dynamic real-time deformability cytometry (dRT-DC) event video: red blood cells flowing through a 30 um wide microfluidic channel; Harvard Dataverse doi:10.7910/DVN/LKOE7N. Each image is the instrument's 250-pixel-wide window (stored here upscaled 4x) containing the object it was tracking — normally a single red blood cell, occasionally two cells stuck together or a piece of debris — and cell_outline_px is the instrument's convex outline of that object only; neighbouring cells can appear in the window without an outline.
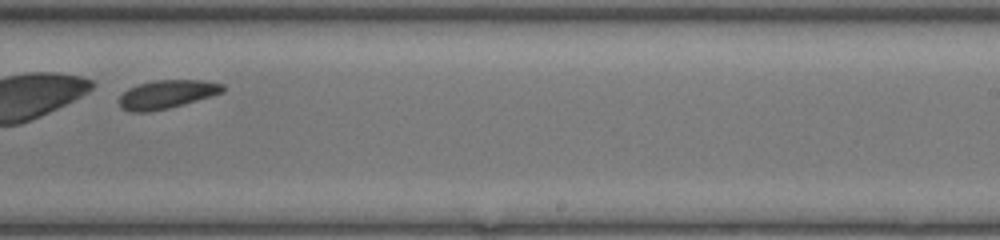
{"species": "common noctule bat (a hibernating species)", "species_latin": "Nyctalus noctula", "temperature_condition": "room temperature", "stored_images_in_passage": 25, "camera_frame_rate_fps": 3000, "um_per_image_px": 0.085, "animal": {"sex": "female", "body_mass_g": 17.0, "forearm_length_mm": 48.0}, "frame": {"image": 1, "passage_image": 20, "time_ms": 6.333, "image_size_px": [1000, 240], "cell_outline_px": [[224, 92], [168, 108], [148, 112], [132, 112], [120, 108], [120, 96], [128, 88], [152, 80], [204, 80], [224, 84]], "centroid_in_image_um": [14.17, 8.01], "position_along_channel_um": 274.8, "area_um2": 17.05}}
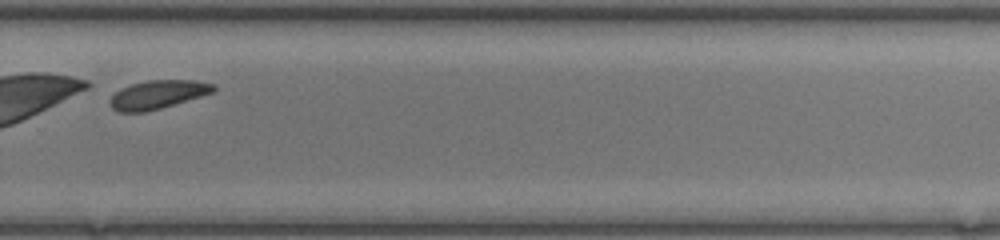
{"frame": {"image": 2, "passage_image": 23, "time_ms": 7.333, "image_size_px": [1000, 240], "cell_outline_px": [[216, 88], [212, 92], [200, 96], [160, 108], [144, 112], [120, 112], [112, 108], [108, 104], [108, 100], [120, 88], [132, 84], [148, 80], [196, 80], [216, 84]], "centroid_in_image_um": [13.38, 8.03], "position_along_channel_um": 316.4, "area_um2": 17.11}}